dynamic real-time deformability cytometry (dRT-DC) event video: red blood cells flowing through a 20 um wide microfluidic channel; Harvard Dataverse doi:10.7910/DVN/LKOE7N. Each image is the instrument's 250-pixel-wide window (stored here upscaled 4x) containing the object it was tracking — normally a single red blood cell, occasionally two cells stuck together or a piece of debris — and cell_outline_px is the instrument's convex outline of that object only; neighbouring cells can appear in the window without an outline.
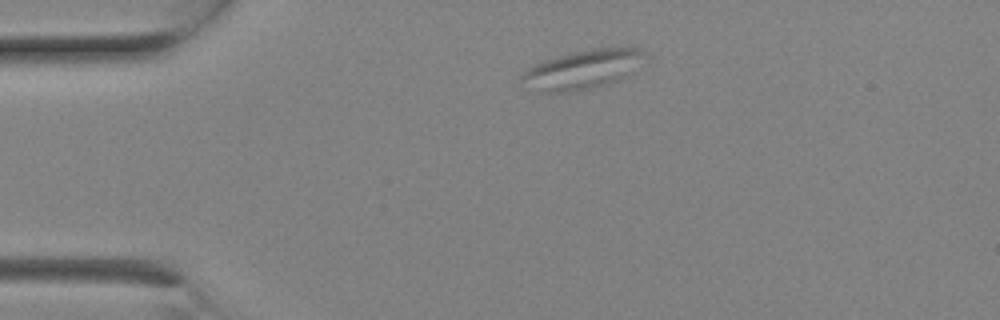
{"species": "Egyptian fruit bat (a non-hibernating species)", "species_latin": "Rousettus aegyptiacus", "temperature_condition": "room temperature", "stored_images_in_passage": 3, "camera_frame_rate_fps": 3000, "um_per_image_px": 0.085, "animal": {"sex": "female"}, "frame": {"image": 1, "passage_image": 3, "time_ms": 0.667, "image_size_px": [1000, 320], "cell_outline_px": [[652, 56], [628, 76], [620, 80], [592, 88], [576, 92], [536, 92], [520, 80], [520, 76], [528, 68], [544, 60], [576, 52], [596, 48], [640, 48], [648, 52]], "centroid_in_image_um": [49.63, 5.91], "position_along_channel_um": 35.4, "area_um2": 28.44}}